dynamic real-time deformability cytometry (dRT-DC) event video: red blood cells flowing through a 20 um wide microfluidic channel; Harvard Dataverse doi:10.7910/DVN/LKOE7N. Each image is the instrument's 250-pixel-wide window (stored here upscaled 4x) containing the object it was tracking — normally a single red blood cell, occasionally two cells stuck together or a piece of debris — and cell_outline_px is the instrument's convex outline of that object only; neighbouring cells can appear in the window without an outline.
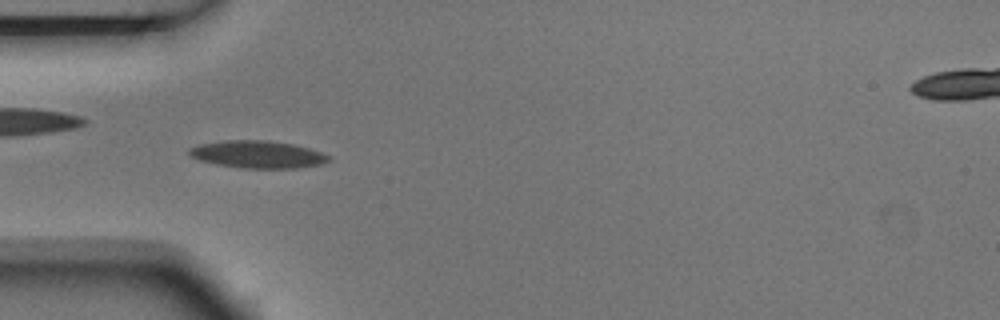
{"species": "Egyptian fruit bat (a non-hibernating species)", "species_latin": "Rousettus aegyptiacus", "temperature_condition": "room temperature", "stored_images_in_passage": 5, "camera_frame_rate_fps": 3000, "um_per_image_px": 0.085, "animal": {"sex": "male"}, "frame": {"image": 1, "passage_image": 4, "time_ms": 1.0, "image_size_px": [1000, 320], "cell_outline_px": [[328, 160], [324, 164], [300, 168], [240, 168], [216, 164], [200, 160], [188, 156], [188, 148], [200, 144], [228, 140], [268, 140], [292, 144], [308, 148], [320, 152], [328, 156]], "centroid_in_image_um": [21.87, 13.13], "position_along_channel_um": 63.1, "area_um2": 22.25}}
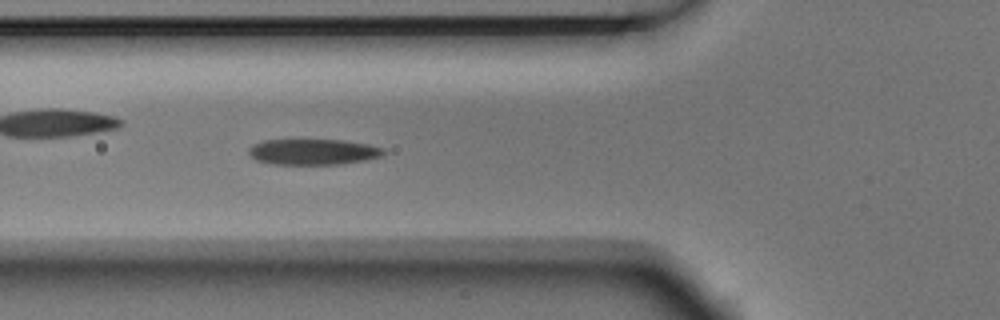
{"frame": {"image": 2, "passage_image": 5, "time_ms": 1.333, "image_size_px": [1000, 320], "cell_outline_px": [[384, 152], [380, 156], [364, 160], [340, 164], [276, 164], [256, 160], [248, 152], [248, 148], [252, 144], [264, 140], [344, 140], [368, 144], [384, 148]], "centroid_in_image_um": [26.59, 12.9], "position_along_channel_um": 99.2, "area_um2": 20.11}}